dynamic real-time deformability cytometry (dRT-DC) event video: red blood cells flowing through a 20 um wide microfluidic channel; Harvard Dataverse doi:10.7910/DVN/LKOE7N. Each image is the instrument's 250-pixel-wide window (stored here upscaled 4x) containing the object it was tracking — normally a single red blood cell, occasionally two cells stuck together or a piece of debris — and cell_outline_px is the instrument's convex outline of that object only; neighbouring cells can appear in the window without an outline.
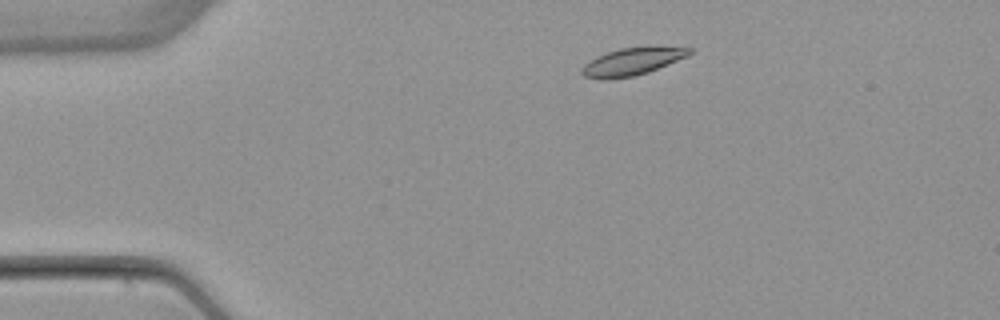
{"species": "common noctule bat (a hibernating species)", "species_latin": "Nyctalus noctula", "temperature_condition": "warm", "stored_images_in_passage": 3, "camera_frame_rate_fps": 3000, "um_per_image_px": 0.085, "animal": {"sex": "female", "body_mass_g": 22.7, "forearm_length_mm": 54.2}, "frame": {"image": 1, "passage_image": 2, "time_ms": 1.333, "image_size_px": [1000, 320], "cell_outline_px": [[692, 52], [688, 56], [648, 72], [632, 76], [608, 80], [604, 80], [584, 76], [580, 72], [580, 68], [584, 64], [596, 56], [620, 48], [648, 44], [692, 48]], "centroid_in_image_um": [53.76, 5.19], "position_along_channel_um": 31.2, "area_um2": 17.8}}